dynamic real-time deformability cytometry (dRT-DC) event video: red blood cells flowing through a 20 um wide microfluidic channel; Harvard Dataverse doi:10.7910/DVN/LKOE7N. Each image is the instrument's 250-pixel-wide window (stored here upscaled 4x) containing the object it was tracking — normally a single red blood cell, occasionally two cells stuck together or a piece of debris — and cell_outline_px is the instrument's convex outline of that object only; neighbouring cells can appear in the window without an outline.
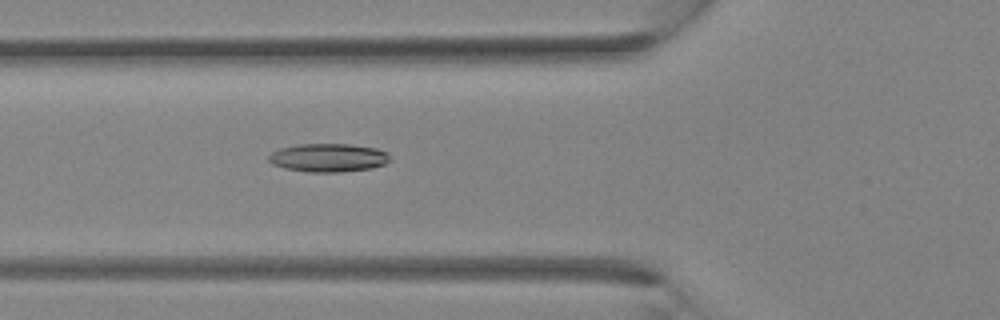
{"species": "Egyptian fruit bat (a non-hibernating species)", "species_latin": "Rousettus aegyptiacus", "temperature_condition": "room temperature", "stored_images_in_passage": 30, "camera_frame_rate_fps": 3000, "um_per_image_px": 0.085, "animal": {"sex": "female"}, "frame": {"image": 1, "passage_image": 9, "time_ms": 2.667, "image_size_px": [1000, 320], "cell_outline_px": [[392, 160], [384, 164], [372, 168], [340, 172], [308, 172], [284, 168], [272, 164], [268, 160], [268, 156], [272, 152], [280, 148], [296, 144], [348, 144], [376, 148], [388, 152], [392, 156]], "centroid_in_image_um": [27.93, 13.4], "position_along_channel_um": 97.9, "area_um2": 20.29}}
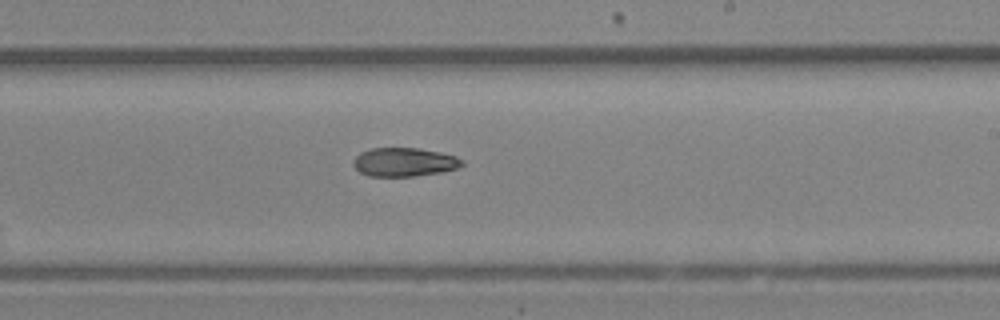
{"frame": {"image": 2, "passage_image": 17, "time_ms": 5.333, "image_size_px": [1000, 320], "cell_outline_px": [[464, 164], [456, 168], [440, 172], [416, 176], [368, 176], [360, 172], [352, 164], [352, 160], [360, 152], [372, 148], [416, 148], [440, 152], [456, 156], [464, 160]], "centroid_in_image_um": [34.34, 13.77], "position_along_channel_um": 254.7, "area_um2": 18.21}}
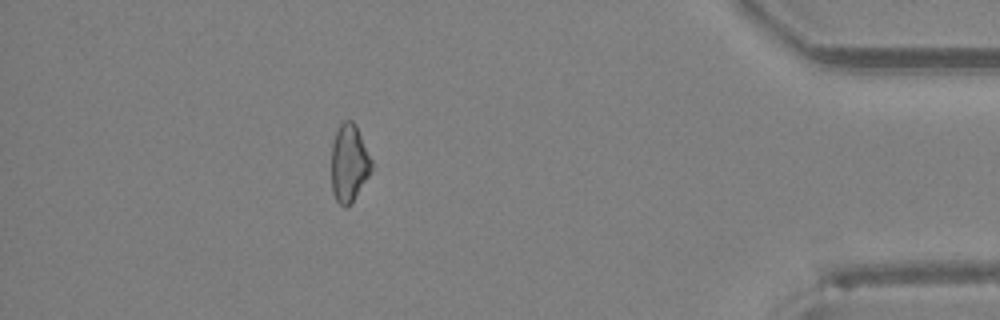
{"frame": {"image": 3, "passage_image": 27, "time_ms": 8.667, "image_size_px": [1000, 320], "cell_outline_px": [[372, 168], [368, 176], [352, 200], [344, 208], [336, 200], [332, 192], [332, 140], [340, 124], [344, 120], [352, 120], [356, 124], [372, 160]], "centroid_in_image_um": [29.66, 13.81], "position_along_channel_um": 405.5, "area_um2": 17.92}}